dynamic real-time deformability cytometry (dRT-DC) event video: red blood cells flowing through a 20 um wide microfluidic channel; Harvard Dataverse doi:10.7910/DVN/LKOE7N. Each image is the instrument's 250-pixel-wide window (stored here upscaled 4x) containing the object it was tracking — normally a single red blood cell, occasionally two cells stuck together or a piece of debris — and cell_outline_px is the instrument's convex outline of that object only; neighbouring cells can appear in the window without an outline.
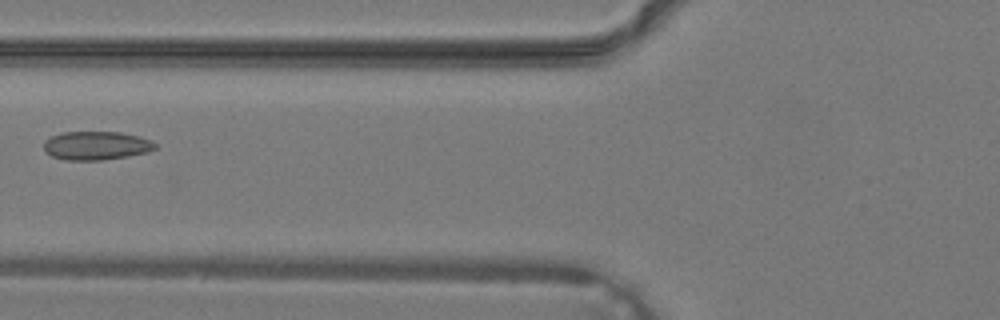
{"species": "common noctule bat (a hibernating species)", "species_latin": "Nyctalus noctula", "temperature_condition": "warm", "stored_images_in_passage": 31, "camera_frame_rate_fps": 3000, "um_per_image_px": 0.085, "animal": {"sex": "male", "body_mass_g": 19.2, "forearm_length_mm": 51.8}, "frame": {"image": 1, "passage_image": 8, "time_ms": 2.333, "image_size_px": [1000, 320], "cell_outline_px": [[156, 148], [148, 152], [128, 156], [104, 160], [64, 160], [52, 156], [44, 152], [44, 140], [52, 136], [64, 132], [120, 132], [140, 136], [152, 140], [156, 144]], "centroid_in_image_um": [8.19, 12.38], "position_along_channel_um": 117.6, "area_um2": 18.73}}
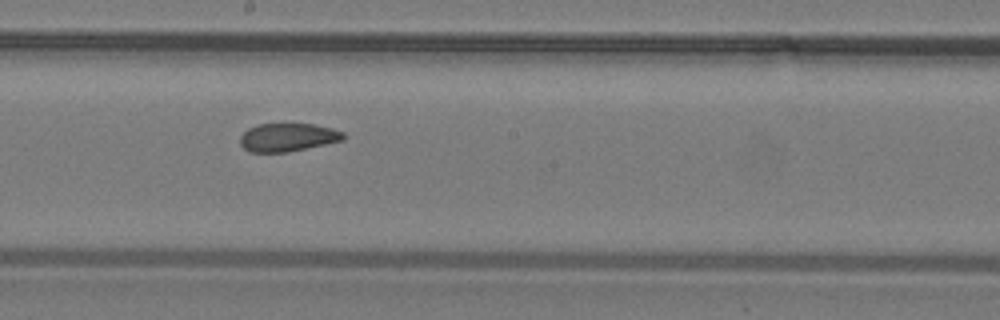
{"frame": {"image": 2, "passage_image": 14, "time_ms": 4.333, "image_size_px": [1000, 320], "cell_outline_px": [[348, 136], [344, 140], [288, 152], [248, 152], [240, 144], [240, 136], [248, 128], [256, 124], [312, 124], [332, 128], [344, 132]], "centroid_in_image_um": [24.47, 11.67], "position_along_channel_um": 223.7, "area_um2": 17.11}}
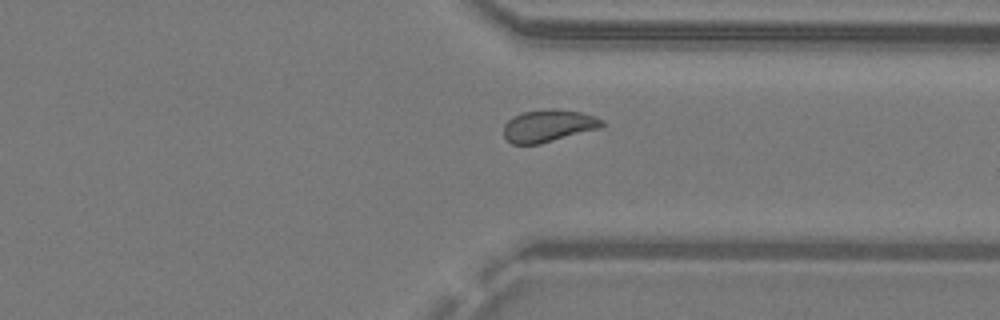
{"frame": {"image": 3, "passage_image": 22, "time_ms": 7.0, "image_size_px": [1000, 320], "cell_outline_px": [[604, 124], [600, 128], [540, 144], [512, 144], [504, 136], [504, 124], [512, 116], [524, 112], [552, 108], [580, 112], [604, 120]], "centroid_in_image_um": [46.6, 10.69], "position_along_channel_um": 364.8, "area_um2": 18.38}}